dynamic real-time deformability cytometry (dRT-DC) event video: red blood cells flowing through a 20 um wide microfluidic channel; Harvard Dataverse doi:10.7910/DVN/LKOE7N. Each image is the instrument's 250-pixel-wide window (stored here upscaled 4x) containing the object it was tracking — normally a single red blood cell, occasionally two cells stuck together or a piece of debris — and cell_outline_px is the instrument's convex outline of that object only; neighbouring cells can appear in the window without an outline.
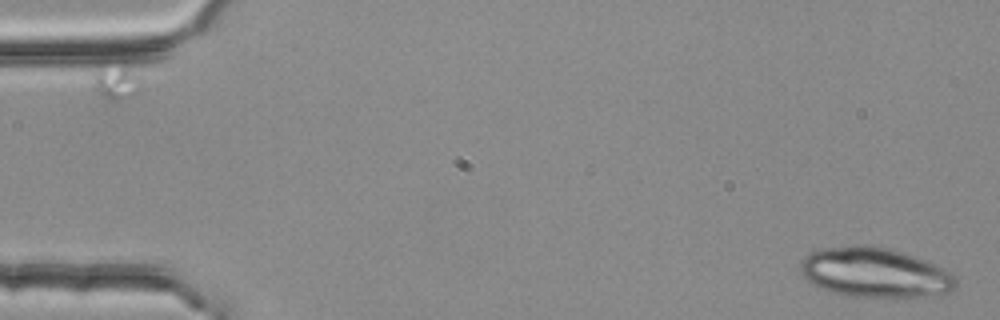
{"species": "common noctule bat (a hibernating species)", "species_latin": "Nyctalus noctula", "temperature_condition": "room temperature", "stored_images_in_passage": 2, "camera_frame_rate_fps": 3000, "um_per_image_px": 0.085, "animal": {"sex": "female", "body_mass_g": 25.1}, "frame": {"image": 1, "passage_image": 2, "time_ms": 0.333, "image_size_px": [1000, 320], "cell_outline_px": [[956, 288], [952, 292], [932, 296], [844, 296], [820, 288], [812, 284], [800, 272], [800, 260], [808, 252], [820, 248], [852, 244], [872, 244], [904, 252], [936, 264], [952, 272], [956, 276]], "centroid_in_image_um": [74.35, 23.14], "position_along_channel_um": 10.6, "area_um2": 45.84}}